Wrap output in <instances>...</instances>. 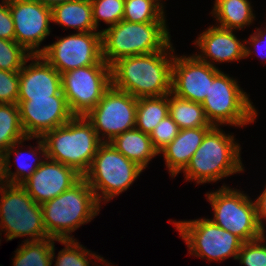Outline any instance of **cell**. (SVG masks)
I'll use <instances>...</instances> for the list:
<instances>
[{
	"label": "cell",
	"mask_w": 266,
	"mask_h": 266,
	"mask_svg": "<svg viewBox=\"0 0 266 266\" xmlns=\"http://www.w3.org/2000/svg\"><path fill=\"white\" fill-rule=\"evenodd\" d=\"M91 5L97 30L101 21L112 26L123 19L124 0H91Z\"/></svg>",
	"instance_id": "31"
},
{
	"label": "cell",
	"mask_w": 266,
	"mask_h": 266,
	"mask_svg": "<svg viewBox=\"0 0 266 266\" xmlns=\"http://www.w3.org/2000/svg\"><path fill=\"white\" fill-rule=\"evenodd\" d=\"M166 22L132 23L125 20L102 29V59L112 65L115 61L134 55L165 50L171 42Z\"/></svg>",
	"instance_id": "4"
},
{
	"label": "cell",
	"mask_w": 266,
	"mask_h": 266,
	"mask_svg": "<svg viewBox=\"0 0 266 266\" xmlns=\"http://www.w3.org/2000/svg\"><path fill=\"white\" fill-rule=\"evenodd\" d=\"M0 237L6 241L27 237L24 241H39L47 235L41 204L36 203L21 185L0 187ZM4 230V231H3Z\"/></svg>",
	"instance_id": "7"
},
{
	"label": "cell",
	"mask_w": 266,
	"mask_h": 266,
	"mask_svg": "<svg viewBox=\"0 0 266 266\" xmlns=\"http://www.w3.org/2000/svg\"><path fill=\"white\" fill-rule=\"evenodd\" d=\"M30 55L16 41L0 38V70L20 71Z\"/></svg>",
	"instance_id": "32"
},
{
	"label": "cell",
	"mask_w": 266,
	"mask_h": 266,
	"mask_svg": "<svg viewBox=\"0 0 266 266\" xmlns=\"http://www.w3.org/2000/svg\"><path fill=\"white\" fill-rule=\"evenodd\" d=\"M208 63L200 61L194 54L174 55L172 66V94L201 103L206 99L210 84L221 71Z\"/></svg>",
	"instance_id": "16"
},
{
	"label": "cell",
	"mask_w": 266,
	"mask_h": 266,
	"mask_svg": "<svg viewBox=\"0 0 266 266\" xmlns=\"http://www.w3.org/2000/svg\"><path fill=\"white\" fill-rule=\"evenodd\" d=\"M15 29V41L31 55L41 54V43L50 35L52 9L37 0H7Z\"/></svg>",
	"instance_id": "14"
},
{
	"label": "cell",
	"mask_w": 266,
	"mask_h": 266,
	"mask_svg": "<svg viewBox=\"0 0 266 266\" xmlns=\"http://www.w3.org/2000/svg\"><path fill=\"white\" fill-rule=\"evenodd\" d=\"M6 184L4 178V159L3 154L0 152V187Z\"/></svg>",
	"instance_id": "40"
},
{
	"label": "cell",
	"mask_w": 266,
	"mask_h": 266,
	"mask_svg": "<svg viewBox=\"0 0 266 266\" xmlns=\"http://www.w3.org/2000/svg\"><path fill=\"white\" fill-rule=\"evenodd\" d=\"M41 56L60 74L102 60L101 32H76L41 48Z\"/></svg>",
	"instance_id": "13"
},
{
	"label": "cell",
	"mask_w": 266,
	"mask_h": 266,
	"mask_svg": "<svg viewBox=\"0 0 266 266\" xmlns=\"http://www.w3.org/2000/svg\"><path fill=\"white\" fill-rule=\"evenodd\" d=\"M235 140L233 134L213 126L183 171L185 180L204 184L243 172L241 146Z\"/></svg>",
	"instance_id": "2"
},
{
	"label": "cell",
	"mask_w": 266,
	"mask_h": 266,
	"mask_svg": "<svg viewBox=\"0 0 266 266\" xmlns=\"http://www.w3.org/2000/svg\"><path fill=\"white\" fill-rule=\"evenodd\" d=\"M256 213H257V220L259 226L261 227L262 231H265V221H266V186L263 192L254 200Z\"/></svg>",
	"instance_id": "38"
},
{
	"label": "cell",
	"mask_w": 266,
	"mask_h": 266,
	"mask_svg": "<svg viewBox=\"0 0 266 266\" xmlns=\"http://www.w3.org/2000/svg\"><path fill=\"white\" fill-rule=\"evenodd\" d=\"M0 38L15 41V29L7 0L0 3Z\"/></svg>",
	"instance_id": "37"
},
{
	"label": "cell",
	"mask_w": 266,
	"mask_h": 266,
	"mask_svg": "<svg viewBox=\"0 0 266 266\" xmlns=\"http://www.w3.org/2000/svg\"><path fill=\"white\" fill-rule=\"evenodd\" d=\"M238 81L220 71L210 84L202 102L205 116L212 126L244 127L255 122L258 111Z\"/></svg>",
	"instance_id": "8"
},
{
	"label": "cell",
	"mask_w": 266,
	"mask_h": 266,
	"mask_svg": "<svg viewBox=\"0 0 266 266\" xmlns=\"http://www.w3.org/2000/svg\"><path fill=\"white\" fill-rule=\"evenodd\" d=\"M169 222L179 231L191 256L194 254L193 256L209 262H222L231 257L237 259L243 241L209 218Z\"/></svg>",
	"instance_id": "10"
},
{
	"label": "cell",
	"mask_w": 266,
	"mask_h": 266,
	"mask_svg": "<svg viewBox=\"0 0 266 266\" xmlns=\"http://www.w3.org/2000/svg\"><path fill=\"white\" fill-rule=\"evenodd\" d=\"M25 138L19 106L0 103V152L3 154L12 144Z\"/></svg>",
	"instance_id": "28"
},
{
	"label": "cell",
	"mask_w": 266,
	"mask_h": 266,
	"mask_svg": "<svg viewBox=\"0 0 266 266\" xmlns=\"http://www.w3.org/2000/svg\"><path fill=\"white\" fill-rule=\"evenodd\" d=\"M243 192L224 183L218 190L208 192L205 196L214 214L210 220L243 242H248L265 233L259 226L254 201Z\"/></svg>",
	"instance_id": "9"
},
{
	"label": "cell",
	"mask_w": 266,
	"mask_h": 266,
	"mask_svg": "<svg viewBox=\"0 0 266 266\" xmlns=\"http://www.w3.org/2000/svg\"><path fill=\"white\" fill-rule=\"evenodd\" d=\"M77 241L76 238L74 240H58L65 247L58 252L57 256H55V245H53L52 263L55 262L54 266H92L90 263L94 258L96 260L103 258L95 252L86 249Z\"/></svg>",
	"instance_id": "29"
},
{
	"label": "cell",
	"mask_w": 266,
	"mask_h": 266,
	"mask_svg": "<svg viewBox=\"0 0 266 266\" xmlns=\"http://www.w3.org/2000/svg\"><path fill=\"white\" fill-rule=\"evenodd\" d=\"M234 32L216 25L209 26L194 41L200 50L194 55L213 67H216L214 63L217 62H240V59L245 58V40L237 38Z\"/></svg>",
	"instance_id": "19"
},
{
	"label": "cell",
	"mask_w": 266,
	"mask_h": 266,
	"mask_svg": "<svg viewBox=\"0 0 266 266\" xmlns=\"http://www.w3.org/2000/svg\"><path fill=\"white\" fill-rule=\"evenodd\" d=\"M137 98L111 86L85 116L102 142H110L136 125Z\"/></svg>",
	"instance_id": "12"
},
{
	"label": "cell",
	"mask_w": 266,
	"mask_h": 266,
	"mask_svg": "<svg viewBox=\"0 0 266 266\" xmlns=\"http://www.w3.org/2000/svg\"><path fill=\"white\" fill-rule=\"evenodd\" d=\"M98 261H100L105 266H114L113 264L106 262L107 260L104 259V258H102L101 260H97V261L95 260V262H92L93 263L92 265H94V266H103V265H95L96 262L99 263Z\"/></svg>",
	"instance_id": "41"
},
{
	"label": "cell",
	"mask_w": 266,
	"mask_h": 266,
	"mask_svg": "<svg viewBox=\"0 0 266 266\" xmlns=\"http://www.w3.org/2000/svg\"><path fill=\"white\" fill-rule=\"evenodd\" d=\"M169 116L179 129L213 127L207 120L201 103L181 99L169 93Z\"/></svg>",
	"instance_id": "25"
},
{
	"label": "cell",
	"mask_w": 266,
	"mask_h": 266,
	"mask_svg": "<svg viewBox=\"0 0 266 266\" xmlns=\"http://www.w3.org/2000/svg\"><path fill=\"white\" fill-rule=\"evenodd\" d=\"M54 241L46 238L39 241H22L21 246L16 249L13 266H52V248Z\"/></svg>",
	"instance_id": "27"
},
{
	"label": "cell",
	"mask_w": 266,
	"mask_h": 266,
	"mask_svg": "<svg viewBox=\"0 0 266 266\" xmlns=\"http://www.w3.org/2000/svg\"><path fill=\"white\" fill-rule=\"evenodd\" d=\"M17 105L26 137H42L73 117L62 90L50 98L17 101Z\"/></svg>",
	"instance_id": "15"
},
{
	"label": "cell",
	"mask_w": 266,
	"mask_h": 266,
	"mask_svg": "<svg viewBox=\"0 0 266 266\" xmlns=\"http://www.w3.org/2000/svg\"><path fill=\"white\" fill-rule=\"evenodd\" d=\"M101 206L82 177L59 196L41 204L47 235L55 240H74L72 232L91 222Z\"/></svg>",
	"instance_id": "3"
},
{
	"label": "cell",
	"mask_w": 266,
	"mask_h": 266,
	"mask_svg": "<svg viewBox=\"0 0 266 266\" xmlns=\"http://www.w3.org/2000/svg\"><path fill=\"white\" fill-rule=\"evenodd\" d=\"M121 58L111 66V86L135 98L160 97L172 92L175 48Z\"/></svg>",
	"instance_id": "1"
},
{
	"label": "cell",
	"mask_w": 266,
	"mask_h": 266,
	"mask_svg": "<svg viewBox=\"0 0 266 266\" xmlns=\"http://www.w3.org/2000/svg\"><path fill=\"white\" fill-rule=\"evenodd\" d=\"M266 234L248 242H243L237 259L245 266H266Z\"/></svg>",
	"instance_id": "33"
},
{
	"label": "cell",
	"mask_w": 266,
	"mask_h": 266,
	"mask_svg": "<svg viewBox=\"0 0 266 266\" xmlns=\"http://www.w3.org/2000/svg\"><path fill=\"white\" fill-rule=\"evenodd\" d=\"M211 128L181 129L173 141L158 153L163 155L166 168L172 178L185 170L195 151L201 145L205 134Z\"/></svg>",
	"instance_id": "21"
},
{
	"label": "cell",
	"mask_w": 266,
	"mask_h": 266,
	"mask_svg": "<svg viewBox=\"0 0 266 266\" xmlns=\"http://www.w3.org/2000/svg\"><path fill=\"white\" fill-rule=\"evenodd\" d=\"M62 93L73 116H86L111 87V68L103 59L95 65L61 74Z\"/></svg>",
	"instance_id": "11"
},
{
	"label": "cell",
	"mask_w": 266,
	"mask_h": 266,
	"mask_svg": "<svg viewBox=\"0 0 266 266\" xmlns=\"http://www.w3.org/2000/svg\"><path fill=\"white\" fill-rule=\"evenodd\" d=\"M19 71L0 70V103L17 104Z\"/></svg>",
	"instance_id": "35"
},
{
	"label": "cell",
	"mask_w": 266,
	"mask_h": 266,
	"mask_svg": "<svg viewBox=\"0 0 266 266\" xmlns=\"http://www.w3.org/2000/svg\"><path fill=\"white\" fill-rule=\"evenodd\" d=\"M156 4H158L163 10H164V8H165V6H163L164 5V3L162 2V0H153ZM164 2H165V0H164Z\"/></svg>",
	"instance_id": "42"
},
{
	"label": "cell",
	"mask_w": 266,
	"mask_h": 266,
	"mask_svg": "<svg viewBox=\"0 0 266 266\" xmlns=\"http://www.w3.org/2000/svg\"><path fill=\"white\" fill-rule=\"evenodd\" d=\"M179 127L175 121L167 115L150 133L154 149L159 153L170 144L179 133Z\"/></svg>",
	"instance_id": "34"
},
{
	"label": "cell",
	"mask_w": 266,
	"mask_h": 266,
	"mask_svg": "<svg viewBox=\"0 0 266 266\" xmlns=\"http://www.w3.org/2000/svg\"><path fill=\"white\" fill-rule=\"evenodd\" d=\"M110 143L126 158L146 169L158 152L154 149L149 134L134 128L116 136Z\"/></svg>",
	"instance_id": "23"
},
{
	"label": "cell",
	"mask_w": 266,
	"mask_h": 266,
	"mask_svg": "<svg viewBox=\"0 0 266 266\" xmlns=\"http://www.w3.org/2000/svg\"><path fill=\"white\" fill-rule=\"evenodd\" d=\"M165 11L153 0H124L123 20L132 23L167 22Z\"/></svg>",
	"instance_id": "30"
},
{
	"label": "cell",
	"mask_w": 266,
	"mask_h": 266,
	"mask_svg": "<svg viewBox=\"0 0 266 266\" xmlns=\"http://www.w3.org/2000/svg\"><path fill=\"white\" fill-rule=\"evenodd\" d=\"M31 139H35V137H26L25 139L12 144L3 153L4 178H5L6 184L22 185L38 169V167L42 164V162L47 158L46 157L45 144H44L41 137H36V139H35V140H37L36 141L37 142L36 147H33V146L30 147L29 146L30 150L28 152H27V149L24 150L25 153L22 151L21 148L24 145L22 143H24L27 140L29 141ZM20 145H22V147H20ZM32 147L34 149H32ZM16 148H18V149L16 150ZM19 149H21V150H19ZM12 153L15 154L14 160L17 162L16 163L17 169L14 172L11 171V167H10L11 166ZM30 157H31V159H30ZM28 158H29V160H28Z\"/></svg>",
	"instance_id": "20"
},
{
	"label": "cell",
	"mask_w": 266,
	"mask_h": 266,
	"mask_svg": "<svg viewBox=\"0 0 266 266\" xmlns=\"http://www.w3.org/2000/svg\"><path fill=\"white\" fill-rule=\"evenodd\" d=\"M252 7L249 0H215L210 14L215 17L216 26L240 31L255 20Z\"/></svg>",
	"instance_id": "24"
},
{
	"label": "cell",
	"mask_w": 266,
	"mask_h": 266,
	"mask_svg": "<svg viewBox=\"0 0 266 266\" xmlns=\"http://www.w3.org/2000/svg\"><path fill=\"white\" fill-rule=\"evenodd\" d=\"M28 61H31L29 65ZM61 90V74L41 54L30 55L19 71L17 101L50 98Z\"/></svg>",
	"instance_id": "18"
},
{
	"label": "cell",
	"mask_w": 266,
	"mask_h": 266,
	"mask_svg": "<svg viewBox=\"0 0 266 266\" xmlns=\"http://www.w3.org/2000/svg\"><path fill=\"white\" fill-rule=\"evenodd\" d=\"M77 32H101L95 27L91 0H70L52 9V23Z\"/></svg>",
	"instance_id": "22"
},
{
	"label": "cell",
	"mask_w": 266,
	"mask_h": 266,
	"mask_svg": "<svg viewBox=\"0 0 266 266\" xmlns=\"http://www.w3.org/2000/svg\"><path fill=\"white\" fill-rule=\"evenodd\" d=\"M82 177L73 168L46 158L21 186L36 203L43 204L71 188Z\"/></svg>",
	"instance_id": "17"
},
{
	"label": "cell",
	"mask_w": 266,
	"mask_h": 266,
	"mask_svg": "<svg viewBox=\"0 0 266 266\" xmlns=\"http://www.w3.org/2000/svg\"><path fill=\"white\" fill-rule=\"evenodd\" d=\"M41 138L47 158L73 168L82 176L88 171L103 143L85 116H73L64 125L46 132Z\"/></svg>",
	"instance_id": "5"
},
{
	"label": "cell",
	"mask_w": 266,
	"mask_h": 266,
	"mask_svg": "<svg viewBox=\"0 0 266 266\" xmlns=\"http://www.w3.org/2000/svg\"><path fill=\"white\" fill-rule=\"evenodd\" d=\"M37 1L40 2L42 5H44L45 7L53 9L55 6L61 3L69 2L70 0H37Z\"/></svg>",
	"instance_id": "39"
},
{
	"label": "cell",
	"mask_w": 266,
	"mask_h": 266,
	"mask_svg": "<svg viewBox=\"0 0 266 266\" xmlns=\"http://www.w3.org/2000/svg\"><path fill=\"white\" fill-rule=\"evenodd\" d=\"M253 47V49H252ZM263 48V49H262ZM264 50V53L262 52ZM266 25L265 28H257L255 32L251 34L248 40L245 39V58L249 57L253 53L261 57L262 62L266 63ZM263 53V54H262ZM265 59V60H264Z\"/></svg>",
	"instance_id": "36"
},
{
	"label": "cell",
	"mask_w": 266,
	"mask_h": 266,
	"mask_svg": "<svg viewBox=\"0 0 266 266\" xmlns=\"http://www.w3.org/2000/svg\"><path fill=\"white\" fill-rule=\"evenodd\" d=\"M169 112V94L160 97L137 98L135 128L149 134Z\"/></svg>",
	"instance_id": "26"
},
{
	"label": "cell",
	"mask_w": 266,
	"mask_h": 266,
	"mask_svg": "<svg viewBox=\"0 0 266 266\" xmlns=\"http://www.w3.org/2000/svg\"><path fill=\"white\" fill-rule=\"evenodd\" d=\"M143 171V168L126 158L110 142H103L83 178L101 205L127 191Z\"/></svg>",
	"instance_id": "6"
}]
</instances>
